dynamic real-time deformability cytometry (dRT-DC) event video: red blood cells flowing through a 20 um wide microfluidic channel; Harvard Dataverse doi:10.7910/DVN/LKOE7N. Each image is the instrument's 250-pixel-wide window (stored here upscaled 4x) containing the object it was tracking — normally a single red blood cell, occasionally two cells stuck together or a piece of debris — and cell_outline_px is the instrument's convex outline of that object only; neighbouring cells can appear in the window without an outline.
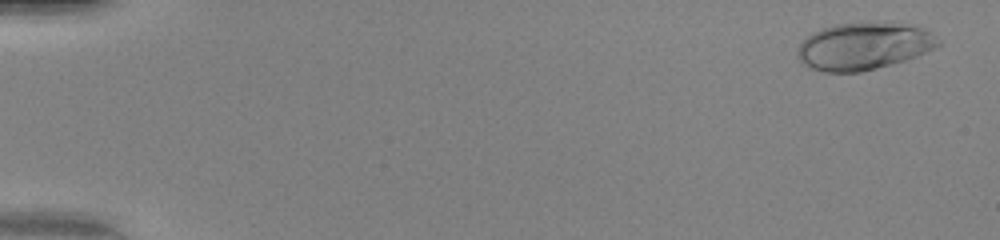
{"species": "human", "species_latin": "Homo sapiens", "temperature_condition": "warm", "stored_images_in_passage": 50, "camera_frame_rate_fps": 3000, "um_per_image_px": 0.085, "donor": {"sex": "female"}, "frame": {"image": 1, "passage_image": 2, "time_ms": 0.333, "image_size_px": [1000, 240], "cell_outline_px": [[940, 44], [916, 56], [904, 60], [860, 72], [820, 72], [808, 68], [796, 56], [796, 52], [800, 44], [812, 32], [820, 28], [836, 24], [864, 20], [916, 24], [924, 28], [940, 40]], "centroid_in_image_um": [73.39, 3.88], "position_along_channel_um": 11.6, "area_um2": 39.36}}
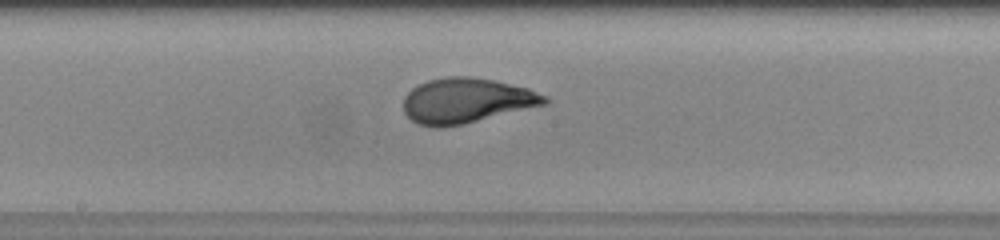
{"frame": {"image": 2, "passage_image": 28, "time_ms": 9.0, "image_size_px": [1000, 240], "cell_outline_px": [[552, 100], [548, 104], [464, 124], [444, 128], [436, 128], [416, 124], [404, 112], [404, 96], [412, 88], [428, 80], [448, 76], [472, 76], [496, 80], [528, 88], [548, 96]], "centroid_in_image_um": [39.68, 8.56], "position_along_channel_um": 208.5, "area_um2": 37.63}}
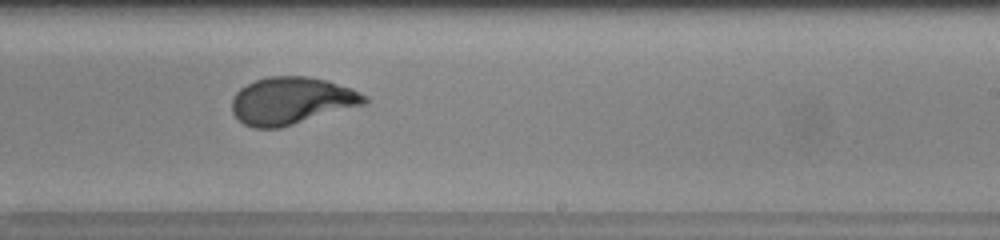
{"frame": {"image": 3, "passage_image": 32, "time_ms": 10.333, "image_size_px": [1000, 240], "cell_outline_px": [[368, 104], [280, 128], [256, 128], [244, 124], [232, 112], [232, 100], [236, 92], [240, 88], [256, 80], [268, 76], [308, 76], [328, 80], [352, 88], [368, 96]], "centroid_in_image_um": [24.83, 8.56], "position_along_channel_um": 264.2, "area_um2": 36.82}, "authors_computed_cell_mechanics": {"area_um2": 36.414, "velocity_mm_per_s": 4.1872, "shape_relaxation_time_tau1_ms": 4.5903, "shape_relaxation_time_tau2_ms": null, "deformation_change_tau1": 0.2419, "deformation_change_tau2": null}}